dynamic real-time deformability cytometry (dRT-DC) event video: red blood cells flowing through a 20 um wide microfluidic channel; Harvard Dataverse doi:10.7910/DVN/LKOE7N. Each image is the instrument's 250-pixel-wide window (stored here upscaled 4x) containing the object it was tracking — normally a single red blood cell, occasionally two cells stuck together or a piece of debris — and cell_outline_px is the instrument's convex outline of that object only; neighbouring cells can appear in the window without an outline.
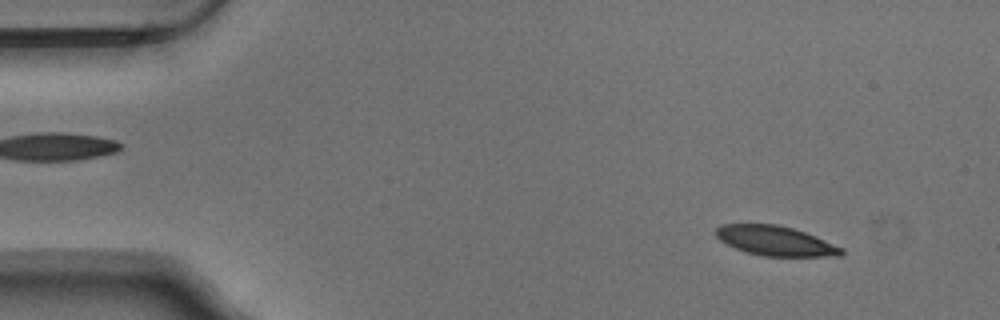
{"species": "Egyptian fruit bat (a non-hibernating species)", "species_latin": "Rousettus aegyptiacus", "temperature_condition": "warm", "stored_images_in_passage": 53, "camera_frame_rate_fps": 3000, "um_per_image_px": 0.085, "animal": {"sex": "male"}, "frame": {"image": 1, "passage_image": 5, "time_ms": 1.333, "image_size_px": [1000, 320], "cell_outline_px": [[844, 252], [840, 256], [764, 256], [748, 252], [736, 248], [720, 240], [716, 236], [716, 228], [720, 224], [776, 224], [792, 228], [804, 232], [844, 248]], "centroid_in_image_um": [65.91, 20.47], "position_along_channel_um": 19.1, "area_um2": 21.44}}
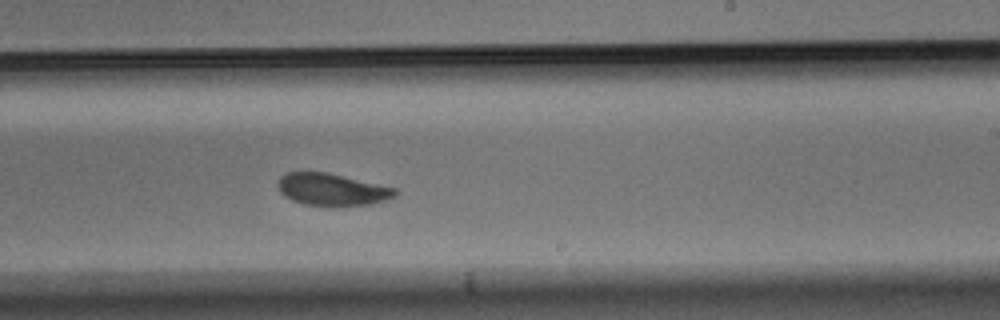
{"frame": {"image": 2, "passage_image": 32, "time_ms": 10.333, "image_size_px": [1000, 320], "cell_outline_px": [[396, 196], [372, 204], [304, 204], [292, 200], [284, 196], [280, 192], [276, 184], [280, 176], [284, 172], [324, 172], [396, 188]], "centroid_in_image_um": [28.15, 16.08], "position_along_channel_um": 260.9, "area_um2": 21.33}}
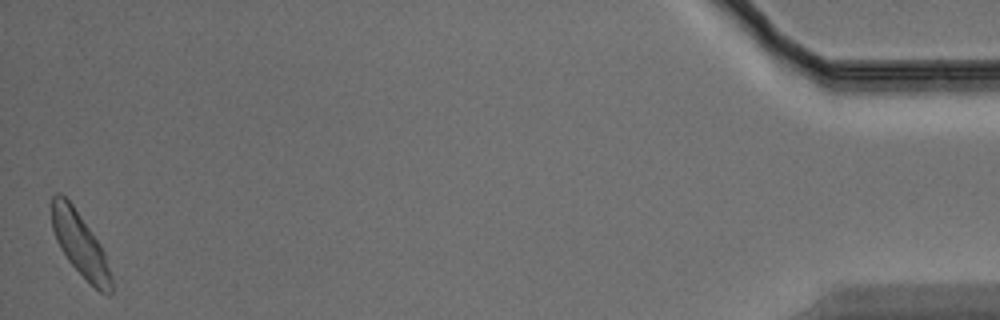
{"frame": {"image": 3, "passage_image": 53, "time_ms": 17.333, "image_size_px": [1000, 320], "cell_outline_px": [[112, 292], [108, 296], [100, 292], [68, 260], [60, 248], [56, 240], [52, 228], [52, 196], [56, 192], [60, 192], [72, 204], [100, 244], [104, 252], [112, 276]], "centroid_in_image_um": [6.81, 20.77], "position_along_channel_um": 428.4, "area_um2": 21.73}, "authors_computed_cell_mechanics": {"area_um2": 22.3686, "velocity_mm_per_s": 3.7114, "shape_relaxation_time_tau1_ms": 2.6968, "shape_relaxation_time_tau2_ms": 3.2822, "deformation_change_tau1": 0.1061, "deformation_change_tau2": 0.0907}}